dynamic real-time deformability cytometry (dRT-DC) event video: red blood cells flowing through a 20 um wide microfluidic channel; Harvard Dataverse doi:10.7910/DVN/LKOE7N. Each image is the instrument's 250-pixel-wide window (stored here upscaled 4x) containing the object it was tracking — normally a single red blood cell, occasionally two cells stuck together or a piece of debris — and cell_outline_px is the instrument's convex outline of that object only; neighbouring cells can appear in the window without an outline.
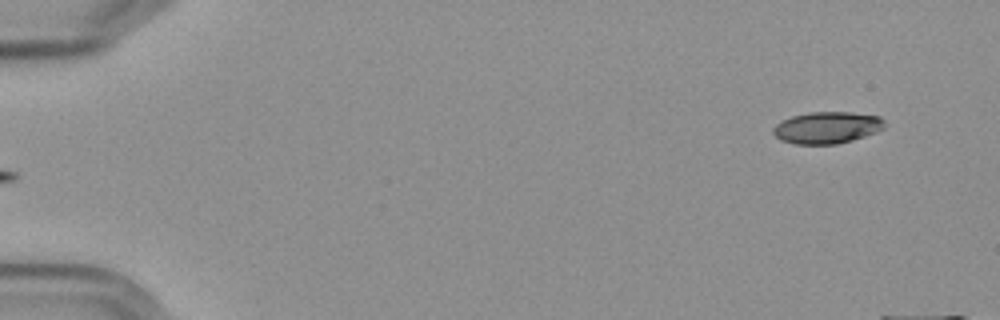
{"species": "Egyptian fruit bat (a non-hibernating species)", "species_latin": "Rousettus aegyptiacus", "temperature_condition": "cold", "stored_images_in_passage": 54, "camera_frame_rate_fps": 3000, "um_per_image_px": 0.085, "frame": {"image": 1, "passage_image": 1, "time_ms": 0.0, "image_size_px": [1000, 320], "cell_outline_px": [[884, 128], [876, 132], [852, 140], [836, 144], [796, 144], [780, 140], [772, 132], [772, 128], [780, 120], [792, 116], [808, 112], [848, 112], [880, 116], [884, 120]], "centroid_in_image_um": [70.27, 10.84], "position_along_channel_um": 14.7, "area_um2": 20.69}}
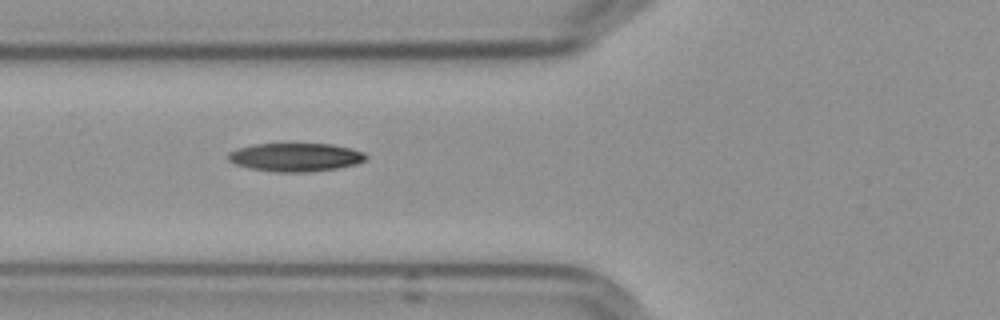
{"frame": {"image": 2, "passage_image": 19, "time_ms": 6.0, "image_size_px": [1000, 320], "cell_outline_px": [[368, 156], [364, 160], [356, 164], [336, 168], [308, 172], [272, 172], [248, 168], [236, 164], [228, 160], [228, 152], [236, 148], [256, 144], [332, 144], [352, 148], [364, 152]], "centroid_in_image_um": [25.1, 13.36], "position_along_channel_um": 100.7, "area_um2": 22.89}}
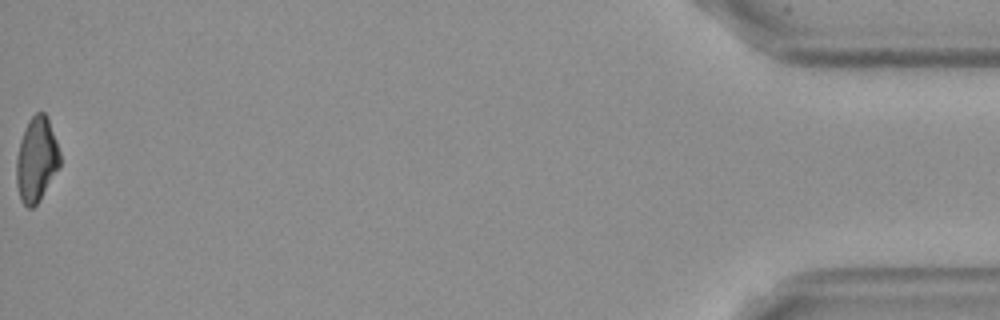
{"frame": {"image": 3, "passage_image": 54, "time_ms": 17.667, "image_size_px": [1000, 320], "cell_outline_px": [[60, 164], [40, 200], [32, 208], [28, 208], [20, 200], [16, 184], [16, 160], [20, 140], [28, 120], [36, 112], [44, 112], [48, 116], [60, 152]], "centroid_in_image_um": [3.09, 13.55], "position_along_channel_um": 432.1, "area_um2": 21.5}}